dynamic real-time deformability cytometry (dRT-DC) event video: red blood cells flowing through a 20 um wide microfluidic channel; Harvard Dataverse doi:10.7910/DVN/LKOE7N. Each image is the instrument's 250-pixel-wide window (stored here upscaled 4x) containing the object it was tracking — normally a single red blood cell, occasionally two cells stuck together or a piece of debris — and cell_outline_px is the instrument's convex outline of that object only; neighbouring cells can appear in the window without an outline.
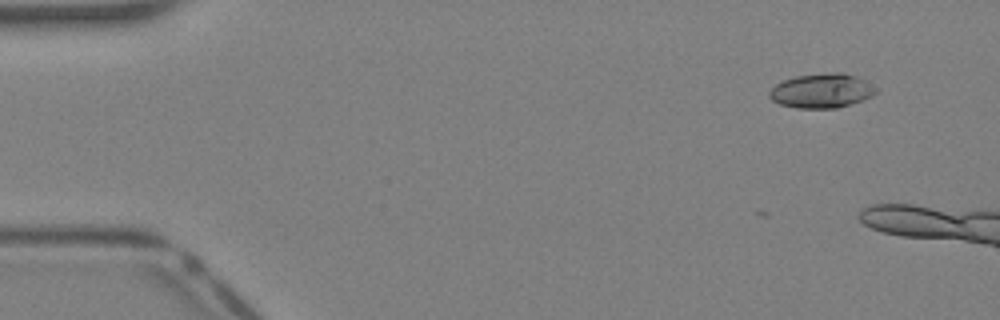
{"species": "Egyptian fruit bat (a non-hibernating species)", "species_latin": "Rousettus aegyptiacus", "temperature_condition": "warm", "stored_images_in_passage": 5, "camera_frame_rate_fps": 3000, "um_per_image_px": 0.085, "animal": {"sex": "female"}, "frame": {"image": 1, "passage_image": 1, "time_ms": 0.0, "image_size_px": [1000, 320], "cell_outline_px": [[876, 92], [872, 96], [864, 100], [852, 104], [836, 108], [796, 108], [780, 104], [772, 100], [768, 96], [768, 92], [776, 84], [784, 80], [796, 76], [828, 72], [844, 72], [856, 76], [864, 80], [876, 88]], "centroid_in_image_um": [69.84, 7.71], "position_along_channel_um": 15.2, "area_um2": 21.44}}